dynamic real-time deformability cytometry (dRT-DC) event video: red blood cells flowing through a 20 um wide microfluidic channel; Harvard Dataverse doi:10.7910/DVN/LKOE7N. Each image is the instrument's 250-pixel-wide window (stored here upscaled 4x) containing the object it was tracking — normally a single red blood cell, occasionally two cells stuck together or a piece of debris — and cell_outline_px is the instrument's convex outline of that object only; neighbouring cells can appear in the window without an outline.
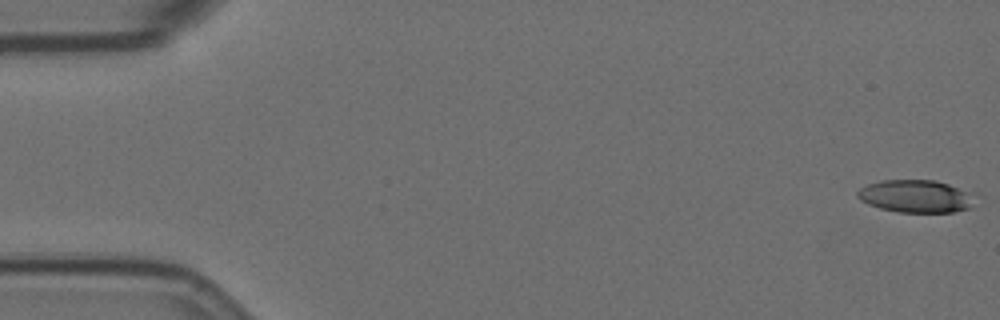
{"species": "Egyptian fruit bat (a non-hibernating species)", "species_latin": "Rousettus aegyptiacus", "temperature_condition": "room temperature", "stored_images_in_passage": 27, "camera_frame_rate_fps": 3000, "um_per_image_px": 0.085, "animal": {"sex": "female"}, "frame": {"image": 1, "passage_image": 1, "time_ms": 0.0, "image_size_px": [1000, 320], "cell_outline_px": [[972, 208], [952, 212], [900, 212], [880, 208], [868, 204], [860, 200], [856, 196], [856, 192], [860, 188], [868, 184], [880, 180], [936, 180], [948, 184], [964, 192], [968, 196]], "centroid_in_image_um": [77.71, 16.68], "position_along_channel_um": 7.3, "area_um2": 21.79}}
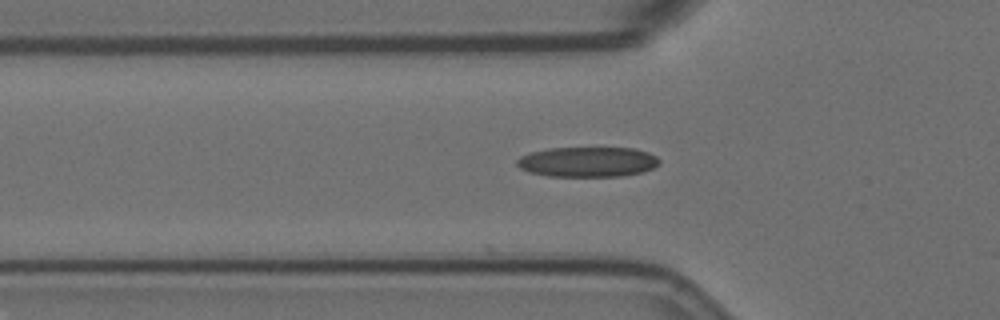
{"frame": {"image": 2, "passage_image": 19, "time_ms": 6.0, "image_size_px": [1000, 320], "cell_outline_px": [[660, 164], [652, 168], [640, 172], [620, 176], [548, 176], [528, 172], [520, 168], [516, 164], [516, 160], [520, 156], [532, 152], [548, 148], [636, 148], [648, 152], [656, 156], [660, 160]], "centroid_in_image_um": [49.94, 13.75], "position_along_channel_um": 75.9, "area_um2": 24.97}}
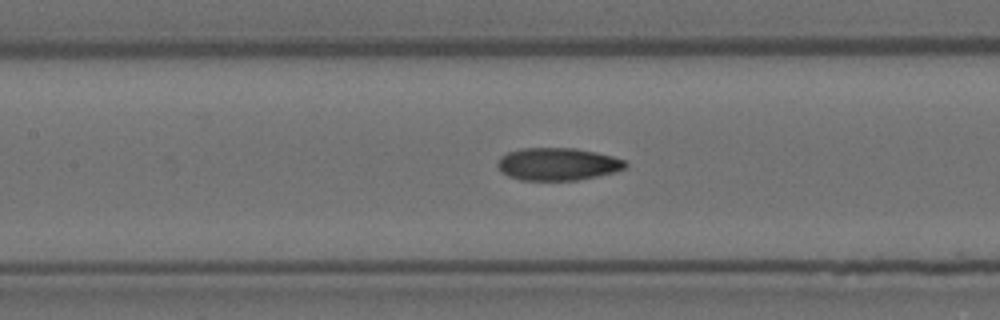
{"frame": {"image": 3, "passage_image": 26, "time_ms": 8.333, "image_size_px": [1000, 320], "cell_outline_px": [[628, 164], [624, 168], [612, 172], [596, 176], [576, 180], [520, 180], [508, 176], [496, 164], [500, 156], [508, 152], [520, 148], [576, 148], [596, 152], [612, 156], [624, 160]], "centroid_in_image_um": [47.37, 13.94], "position_along_channel_um": 160.0, "area_um2": 24.1}}